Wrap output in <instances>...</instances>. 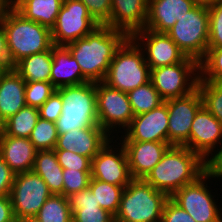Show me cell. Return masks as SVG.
<instances>
[{"mask_svg": "<svg viewBox=\"0 0 222 222\" xmlns=\"http://www.w3.org/2000/svg\"><path fill=\"white\" fill-rule=\"evenodd\" d=\"M91 171L63 169V195L69 197L89 187Z\"/></svg>", "mask_w": 222, "mask_h": 222, "instance_id": "37", "label": "cell"}, {"mask_svg": "<svg viewBox=\"0 0 222 222\" xmlns=\"http://www.w3.org/2000/svg\"><path fill=\"white\" fill-rule=\"evenodd\" d=\"M39 118L38 108L26 105L3 122V133L12 137L29 138Z\"/></svg>", "mask_w": 222, "mask_h": 222, "instance_id": "29", "label": "cell"}, {"mask_svg": "<svg viewBox=\"0 0 222 222\" xmlns=\"http://www.w3.org/2000/svg\"><path fill=\"white\" fill-rule=\"evenodd\" d=\"M209 39L208 48L222 47V0L208 7Z\"/></svg>", "mask_w": 222, "mask_h": 222, "instance_id": "38", "label": "cell"}, {"mask_svg": "<svg viewBox=\"0 0 222 222\" xmlns=\"http://www.w3.org/2000/svg\"><path fill=\"white\" fill-rule=\"evenodd\" d=\"M64 0H12V6L26 19L52 29Z\"/></svg>", "mask_w": 222, "mask_h": 222, "instance_id": "26", "label": "cell"}, {"mask_svg": "<svg viewBox=\"0 0 222 222\" xmlns=\"http://www.w3.org/2000/svg\"><path fill=\"white\" fill-rule=\"evenodd\" d=\"M170 197L144 179H132L125 187L115 222H161L164 205Z\"/></svg>", "mask_w": 222, "mask_h": 222, "instance_id": "4", "label": "cell"}, {"mask_svg": "<svg viewBox=\"0 0 222 222\" xmlns=\"http://www.w3.org/2000/svg\"><path fill=\"white\" fill-rule=\"evenodd\" d=\"M11 6L12 0H0V22Z\"/></svg>", "mask_w": 222, "mask_h": 222, "instance_id": "47", "label": "cell"}, {"mask_svg": "<svg viewBox=\"0 0 222 222\" xmlns=\"http://www.w3.org/2000/svg\"><path fill=\"white\" fill-rule=\"evenodd\" d=\"M88 188L95 195L100 207L115 217L125 187L91 178Z\"/></svg>", "mask_w": 222, "mask_h": 222, "instance_id": "30", "label": "cell"}, {"mask_svg": "<svg viewBox=\"0 0 222 222\" xmlns=\"http://www.w3.org/2000/svg\"><path fill=\"white\" fill-rule=\"evenodd\" d=\"M196 5L192 0H148V11L144 29L166 33L186 12Z\"/></svg>", "mask_w": 222, "mask_h": 222, "instance_id": "21", "label": "cell"}, {"mask_svg": "<svg viewBox=\"0 0 222 222\" xmlns=\"http://www.w3.org/2000/svg\"><path fill=\"white\" fill-rule=\"evenodd\" d=\"M83 2L90 16L99 24L109 26L111 0H77Z\"/></svg>", "mask_w": 222, "mask_h": 222, "instance_id": "40", "label": "cell"}, {"mask_svg": "<svg viewBox=\"0 0 222 222\" xmlns=\"http://www.w3.org/2000/svg\"><path fill=\"white\" fill-rule=\"evenodd\" d=\"M51 195L47 184L35 172L15 174L9 196L16 221L36 216Z\"/></svg>", "mask_w": 222, "mask_h": 222, "instance_id": "9", "label": "cell"}, {"mask_svg": "<svg viewBox=\"0 0 222 222\" xmlns=\"http://www.w3.org/2000/svg\"><path fill=\"white\" fill-rule=\"evenodd\" d=\"M151 70L142 49L129 37L116 51L104 83L128 93L150 82Z\"/></svg>", "mask_w": 222, "mask_h": 222, "instance_id": "6", "label": "cell"}, {"mask_svg": "<svg viewBox=\"0 0 222 222\" xmlns=\"http://www.w3.org/2000/svg\"><path fill=\"white\" fill-rule=\"evenodd\" d=\"M26 81L14 70L6 69L0 77V119L5 122L26 106Z\"/></svg>", "mask_w": 222, "mask_h": 222, "instance_id": "24", "label": "cell"}, {"mask_svg": "<svg viewBox=\"0 0 222 222\" xmlns=\"http://www.w3.org/2000/svg\"><path fill=\"white\" fill-rule=\"evenodd\" d=\"M203 106L222 124V82L198 80Z\"/></svg>", "mask_w": 222, "mask_h": 222, "instance_id": "33", "label": "cell"}, {"mask_svg": "<svg viewBox=\"0 0 222 222\" xmlns=\"http://www.w3.org/2000/svg\"><path fill=\"white\" fill-rule=\"evenodd\" d=\"M58 163L63 169L91 171L92 160L68 150H55Z\"/></svg>", "mask_w": 222, "mask_h": 222, "instance_id": "39", "label": "cell"}, {"mask_svg": "<svg viewBox=\"0 0 222 222\" xmlns=\"http://www.w3.org/2000/svg\"><path fill=\"white\" fill-rule=\"evenodd\" d=\"M221 139V140H220ZM222 144V124L204 106L195 115L190 129L189 141L184 145L197 153L205 162L214 149Z\"/></svg>", "mask_w": 222, "mask_h": 222, "instance_id": "16", "label": "cell"}, {"mask_svg": "<svg viewBox=\"0 0 222 222\" xmlns=\"http://www.w3.org/2000/svg\"><path fill=\"white\" fill-rule=\"evenodd\" d=\"M166 34L177 44L186 57L200 63L208 51L209 13L208 7L196 5L181 18Z\"/></svg>", "mask_w": 222, "mask_h": 222, "instance_id": "7", "label": "cell"}, {"mask_svg": "<svg viewBox=\"0 0 222 222\" xmlns=\"http://www.w3.org/2000/svg\"><path fill=\"white\" fill-rule=\"evenodd\" d=\"M148 0H111L109 26L131 37L146 25Z\"/></svg>", "mask_w": 222, "mask_h": 222, "instance_id": "20", "label": "cell"}, {"mask_svg": "<svg viewBox=\"0 0 222 222\" xmlns=\"http://www.w3.org/2000/svg\"><path fill=\"white\" fill-rule=\"evenodd\" d=\"M41 222H73L69 199L52 194L36 215Z\"/></svg>", "mask_w": 222, "mask_h": 222, "instance_id": "32", "label": "cell"}, {"mask_svg": "<svg viewBox=\"0 0 222 222\" xmlns=\"http://www.w3.org/2000/svg\"><path fill=\"white\" fill-rule=\"evenodd\" d=\"M127 94L134 116L149 112L165 101L151 81L129 91Z\"/></svg>", "mask_w": 222, "mask_h": 222, "instance_id": "31", "label": "cell"}, {"mask_svg": "<svg viewBox=\"0 0 222 222\" xmlns=\"http://www.w3.org/2000/svg\"><path fill=\"white\" fill-rule=\"evenodd\" d=\"M1 22L12 67L22 58L50 50L54 46L51 29L26 19L13 6L8 9Z\"/></svg>", "mask_w": 222, "mask_h": 222, "instance_id": "3", "label": "cell"}, {"mask_svg": "<svg viewBox=\"0 0 222 222\" xmlns=\"http://www.w3.org/2000/svg\"><path fill=\"white\" fill-rule=\"evenodd\" d=\"M131 38L142 49L150 70L161 66L177 64L187 58L166 33H158L143 28L135 32Z\"/></svg>", "mask_w": 222, "mask_h": 222, "instance_id": "14", "label": "cell"}, {"mask_svg": "<svg viewBox=\"0 0 222 222\" xmlns=\"http://www.w3.org/2000/svg\"><path fill=\"white\" fill-rule=\"evenodd\" d=\"M210 178L205 172L194 183L183 186L170 197L196 222H222V209L217 208L219 206L216 205L215 196L205 183Z\"/></svg>", "mask_w": 222, "mask_h": 222, "instance_id": "11", "label": "cell"}, {"mask_svg": "<svg viewBox=\"0 0 222 222\" xmlns=\"http://www.w3.org/2000/svg\"><path fill=\"white\" fill-rule=\"evenodd\" d=\"M195 5L210 7L220 0H192Z\"/></svg>", "mask_w": 222, "mask_h": 222, "instance_id": "48", "label": "cell"}, {"mask_svg": "<svg viewBox=\"0 0 222 222\" xmlns=\"http://www.w3.org/2000/svg\"><path fill=\"white\" fill-rule=\"evenodd\" d=\"M107 144L92 158L91 178L117 186L126 187L133 179L128 165V158L124 146L120 148ZM117 153H116V152Z\"/></svg>", "mask_w": 222, "mask_h": 222, "instance_id": "15", "label": "cell"}, {"mask_svg": "<svg viewBox=\"0 0 222 222\" xmlns=\"http://www.w3.org/2000/svg\"><path fill=\"white\" fill-rule=\"evenodd\" d=\"M50 82L56 88L90 82L83 74L74 56L66 46L52 47Z\"/></svg>", "mask_w": 222, "mask_h": 222, "instance_id": "23", "label": "cell"}, {"mask_svg": "<svg viewBox=\"0 0 222 222\" xmlns=\"http://www.w3.org/2000/svg\"><path fill=\"white\" fill-rule=\"evenodd\" d=\"M123 132L126 134L122 141L168 142L167 100L149 112L134 116Z\"/></svg>", "mask_w": 222, "mask_h": 222, "instance_id": "17", "label": "cell"}, {"mask_svg": "<svg viewBox=\"0 0 222 222\" xmlns=\"http://www.w3.org/2000/svg\"><path fill=\"white\" fill-rule=\"evenodd\" d=\"M199 70L200 80L222 82V47L208 48L206 56L199 63Z\"/></svg>", "mask_w": 222, "mask_h": 222, "instance_id": "35", "label": "cell"}, {"mask_svg": "<svg viewBox=\"0 0 222 222\" xmlns=\"http://www.w3.org/2000/svg\"><path fill=\"white\" fill-rule=\"evenodd\" d=\"M36 152L29 138L0 135V156L15 174L32 171Z\"/></svg>", "mask_w": 222, "mask_h": 222, "instance_id": "22", "label": "cell"}, {"mask_svg": "<svg viewBox=\"0 0 222 222\" xmlns=\"http://www.w3.org/2000/svg\"><path fill=\"white\" fill-rule=\"evenodd\" d=\"M205 172L206 162L197 153L185 146L172 145L144 180L171 197Z\"/></svg>", "mask_w": 222, "mask_h": 222, "instance_id": "2", "label": "cell"}, {"mask_svg": "<svg viewBox=\"0 0 222 222\" xmlns=\"http://www.w3.org/2000/svg\"><path fill=\"white\" fill-rule=\"evenodd\" d=\"M63 100L61 95L55 91L44 103L38 108L41 119L56 122L62 114Z\"/></svg>", "mask_w": 222, "mask_h": 222, "instance_id": "41", "label": "cell"}, {"mask_svg": "<svg viewBox=\"0 0 222 222\" xmlns=\"http://www.w3.org/2000/svg\"><path fill=\"white\" fill-rule=\"evenodd\" d=\"M125 148L131 177L144 179L171 146L168 142L121 141Z\"/></svg>", "mask_w": 222, "mask_h": 222, "instance_id": "19", "label": "cell"}, {"mask_svg": "<svg viewBox=\"0 0 222 222\" xmlns=\"http://www.w3.org/2000/svg\"><path fill=\"white\" fill-rule=\"evenodd\" d=\"M128 38L123 31L99 25L91 33L66 47L90 82H102L116 51Z\"/></svg>", "mask_w": 222, "mask_h": 222, "instance_id": "1", "label": "cell"}, {"mask_svg": "<svg viewBox=\"0 0 222 222\" xmlns=\"http://www.w3.org/2000/svg\"><path fill=\"white\" fill-rule=\"evenodd\" d=\"M0 66H3L6 69L13 68L10 65V60L7 53L6 34L2 22H0Z\"/></svg>", "mask_w": 222, "mask_h": 222, "instance_id": "46", "label": "cell"}, {"mask_svg": "<svg viewBox=\"0 0 222 222\" xmlns=\"http://www.w3.org/2000/svg\"><path fill=\"white\" fill-rule=\"evenodd\" d=\"M161 222H196L184 209L171 198L164 205Z\"/></svg>", "mask_w": 222, "mask_h": 222, "instance_id": "42", "label": "cell"}, {"mask_svg": "<svg viewBox=\"0 0 222 222\" xmlns=\"http://www.w3.org/2000/svg\"><path fill=\"white\" fill-rule=\"evenodd\" d=\"M202 106L198 88L186 96L167 100L168 143L171 146H184L189 141L192 122Z\"/></svg>", "mask_w": 222, "mask_h": 222, "instance_id": "13", "label": "cell"}, {"mask_svg": "<svg viewBox=\"0 0 222 222\" xmlns=\"http://www.w3.org/2000/svg\"><path fill=\"white\" fill-rule=\"evenodd\" d=\"M216 154L210 156L206 162V172L211 178H222V144L220 149L216 148ZM219 150V151H218Z\"/></svg>", "mask_w": 222, "mask_h": 222, "instance_id": "44", "label": "cell"}, {"mask_svg": "<svg viewBox=\"0 0 222 222\" xmlns=\"http://www.w3.org/2000/svg\"><path fill=\"white\" fill-rule=\"evenodd\" d=\"M199 72V63L187 57L183 62L151 69L150 81L160 96L168 100L194 91L200 77Z\"/></svg>", "mask_w": 222, "mask_h": 222, "instance_id": "8", "label": "cell"}, {"mask_svg": "<svg viewBox=\"0 0 222 222\" xmlns=\"http://www.w3.org/2000/svg\"><path fill=\"white\" fill-rule=\"evenodd\" d=\"M14 177L15 173L9 168V166L0 156V196L10 195Z\"/></svg>", "mask_w": 222, "mask_h": 222, "instance_id": "43", "label": "cell"}, {"mask_svg": "<svg viewBox=\"0 0 222 222\" xmlns=\"http://www.w3.org/2000/svg\"><path fill=\"white\" fill-rule=\"evenodd\" d=\"M112 137L115 138L100 126L72 129L67 133L58 134L54 150L72 151L92 160L109 140H113Z\"/></svg>", "mask_w": 222, "mask_h": 222, "instance_id": "18", "label": "cell"}, {"mask_svg": "<svg viewBox=\"0 0 222 222\" xmlns=\"http://www.w3.org/2000/svg\"><path fill=\"white\" fill-rule=\"evenodd\" d=\"M6 70V68H4L3 66H0V77L3 74V72Z\"/></svg>", "mask_w": 222, "mask_h": 222, "instance_id": "51", "label": "cell"}, {"mask_svg": "<svg viewBox=\"0 0 222 222\" xmlns=\"http://www.w3.org/2000/svg\"><path fill=\"white\" fill-rule=\"evenodd\" d=\"M62 97V114L56 128L58 134L72 129L99 126L96 105V82L61 87L56 90Z\"/></svg>", "mask_w": 222, "mask_h": 222, "instance_id": "5", "label": "cell"}, {"mask_svg": "<svg viewBox=\"0 0 222 222\" xmlns=\"http://www.w3.org/2000/svg\"><path fill=\"white\" fill-rule=\"evenodd\" d=\"M51 67L52 48L24 57L13 66L14 70L26 82H50Z\"/></svg>", "mask_w": 222, "mask_h": 222, "instance_id": "28", "label": "cell"}, {"mask_svg": "<svg viewBox=\"0 0 222 222\" xmlns=\"http://www.w3.org/2000/svg\"><path fill=\"white\" fill-rule=\"evenodd\" d=\"M57 139L56 123L41 118L38 119L29 137V140L37 151L54 149Z\"/></svg>", "mask_w": 222, "mask_h": 222, "instance_id": "34", "label": "cell"}, {"mask_svg": "<svg viewBox=\"0 0 222 222\" xmlns=\"http://www.w3.org/2000/svg\"><path fill=\"white\" fill-rule=\"evenodd\" d=\"M0 222H17L9 195L0 196Z\"/></svg>", "mask_w": 222, "mask_h": 222, "instance_id": "45", "label": "cell"}, {"mask_svg": "<svg viewBox=\"0 0 222 222\" xmlns=\"http://www.w3.org/2000/svg\"><path fill=\"white\" fill-rule=\"evenodd\" d=\"M32 171L44 180L52 194L63 195V168L54 149L37 151Z\"/></svg>", "mask_w": 222, "mask_h": 222, "instance_id": "27", "label": "cell"}, {"mask_svg": "<svg viewBox=\"0 0 222 222\" xmlns=\"http://www.w3.org/2000/svg\"><path fill=\"white\" fill-rule=\"evenodd\" d=\"M96 105L98 125L109 135L120 126L125 130L134 117L128 94L111 88L103 81L96 82Z\"/></svg>", "mask_w": 222, "mask_h": 222, "instance_id": "12", "label": "cell"}, {"mask_svg": "<svg viewBox=\"0 0 222 222\" xmlns=\"http://www.w3.org/2000/svg\"><path fill=\"white\" fill-rule=\"evenodd\" d=\"M3 133V121L0 119V135Z\"/></svg>", "mask_w": 222, "mask_h": 222, "instance_id": "50", "label": "cell"}, {"mask_svg": "<svg viewBox=\"0 0 222 222\" xmlns=\"http://www.w3.org/2000/svg\"><path fill=\"white\" fill-rule=\"evenodd\" d=\"M17 222H41V220L37 216H28Z\"/></svg>", "mask_w": 222, "mask_h": 222, "instance_id": "49", "label": "cell"}, {"mask_svg": "<svg viewBox=\"0 0 222 222\" xmlns=\"http://www.w3.org/2000/svg\"><path fill=\"white\" fill-rule=\"evenodd\" d=\"M73 222H115L114 216L102 209L89 188L68 197Z\"/></svg>", "mask_w": 222, "mask_h": 222, "instance_id": "25", "label": "cell"}, {"mask_svg": "<svg viewBox=\"0 0 222 222\" xmlns=\"http://www.w3.org/2000/svg\"><path fill=\"white\" fill-rule=\"evenodd\" d=\"M57 89L51 82H26L25 102L27 106L40 108Z\"/></svg>", "mask_w": 222, "mask_h": 222, "instance_id": "36", "label": "cell"}, {"mask_svg": "<svg viewBox=\"0 0 222 222\" xmlns=\"http://www.w3.org/2000/svg\"><path fill=\"white\" fill-rule=\"evenodd\" d=\"M99 24L90 16L86 5L77 0H64L51 29L55 46H66L91 33Z\"/></svg>", "mask_w": 222, "mask_h": 222, "instance_id": "10", "label": "cell"}]
</instances>
